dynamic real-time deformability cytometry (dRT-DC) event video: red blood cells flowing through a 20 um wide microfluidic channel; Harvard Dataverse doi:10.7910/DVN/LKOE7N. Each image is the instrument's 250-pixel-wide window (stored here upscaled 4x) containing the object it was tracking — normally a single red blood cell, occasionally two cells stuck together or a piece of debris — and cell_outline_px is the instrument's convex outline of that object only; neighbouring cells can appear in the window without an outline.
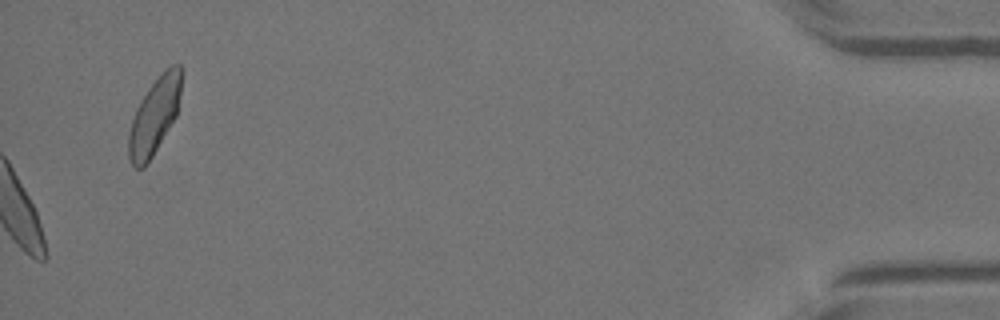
{"species": "Egyptian fruit bat (a non-hibernating species)", "species_latin": "Rousettus aegyptiacus", "temperature_condition": "warm", "stored_images_in_passage": 36, "camera_frame_rate_fps": 3000, "um_per_image_px": 0.085, "animal": {"sex": "female"}, "frame": {"image": 1, "passage_image": 36, "time_ms": 11.667, "image_size_px": [1000, 320], "cell_outline_px": [[184, 72], [180, 96], [176, 116], [152, 156], [144, 168], [132, 168], [128, 160], [128, 136], [132, 120], [136, 108], [148, 88], [172, 64], [180, 64]], "centroid_in_image_um": [13.13, 9.87], "position_along_channel_um": 422.1, "area_um2": 23.41}}